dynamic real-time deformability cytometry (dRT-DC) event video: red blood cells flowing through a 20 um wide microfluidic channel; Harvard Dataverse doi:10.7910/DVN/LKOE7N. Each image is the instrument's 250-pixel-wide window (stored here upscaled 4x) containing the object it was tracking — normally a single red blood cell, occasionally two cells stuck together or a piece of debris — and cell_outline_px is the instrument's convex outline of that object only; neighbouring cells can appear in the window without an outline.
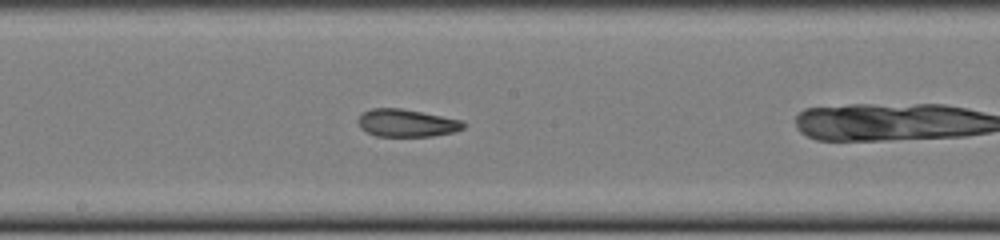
{"species": "common noctule bat (a hibernating species)", "species_latin": "Nyctalus noctula", "temperature_condition": "cold", "stored_images_in_passage": 27, "camera_frame_rate_fps": 3000, "um_per_image_px": 0.085, "animal": {"sex": "female", "body_mass_g": 22.0, "forearm_length_mm": 56.7}, "frame": {"image": 1, "passage_image": 14, "time_ms": 4.333, "image_size_px": [1000, 240], "cell_outline_px": [[468, 124], [464, 128], [456, 132], [432, 136], [376, 136], [360, 128], [356, 120], [364, 112], [372, 108], [400, 108], [464, 120]], "centroid_in_image_um": [34.61, 10.46], "position_along_channel_um": 213.6, "area_um2": 17.11}}
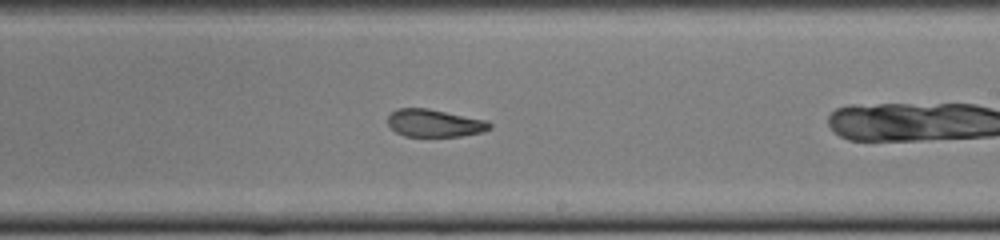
{"frame": {"image": 2, "passage_image": 17, "time_ms": 5.333, "image_size_px": [1000, 240], "cell_outline_px": [[492, 128], [484, 132], [460, 136], [404, 136], [396, 132], [388, 124], [388, 116], [396, 108], [428, 108], [488, 120], [492, 124]], "centroid_in_image_um": [36.97, 10.46], "position_along_channel_um": 252.0, "area_um2": 16.53}}
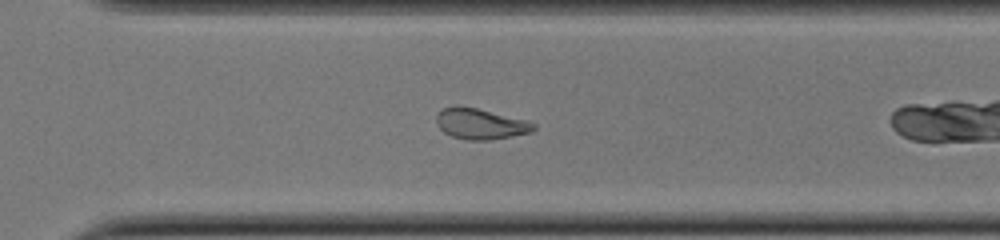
{"frame": {"image": 3, "passage_image": 23, "time_ms": 7.333, "image_size_px": [1000, 240], "cell_outline_px": [[536, 128], [532, 132], [512, 136], [488, 140], [468, 140], [452, 136], [444, 132], [440, 128], [436, 120], [436, 116], [444, 108], [456, 104], [460, 104], [528, 120], [536, 124]], "centroid_in_image_um": [40.86, 10.51], "position_along_channel_um": 329.7, "area_um2": 17.57}}